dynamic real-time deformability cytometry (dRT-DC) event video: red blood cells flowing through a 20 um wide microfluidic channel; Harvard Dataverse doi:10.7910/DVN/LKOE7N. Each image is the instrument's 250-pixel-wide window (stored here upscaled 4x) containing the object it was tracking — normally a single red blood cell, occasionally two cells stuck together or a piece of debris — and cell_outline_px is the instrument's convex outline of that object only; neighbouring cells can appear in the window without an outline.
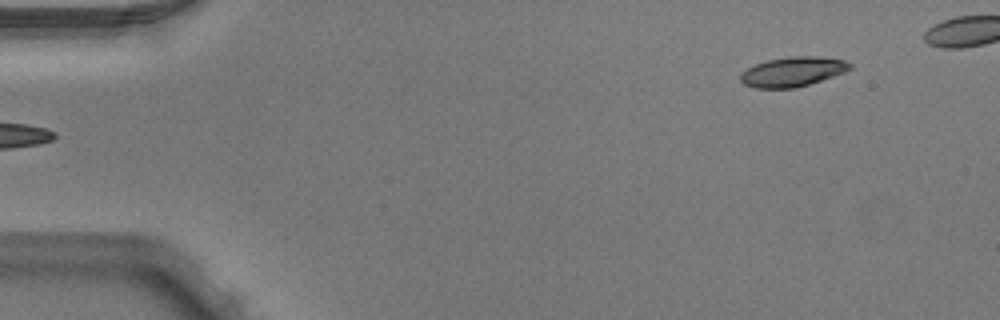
{"species": "Egyptian fruit bat (a non-hibernating species)", "species_latin": "Rousettus aegyptiacus", "temperature_condition": "warm", "stored_images_in_passage": 5, "segment_of_instrument_passage": [2, 2], "camera_frame_rate_fps": 3000, "um_per_image_px": 0.085, "animal": {"sex": "male"}, "frame": {"image": 1, "passage_image": 5, "time_ms": 1.333, "image_size_px": [1000, 320], "cell_outline_px": [[852, 68], [844, 72], [796, 88], [756, 88], [744, 84], [740, 80], [740, 72], [756, 64], [768, 60], [788, 56], [816, 56], [844, 60], [852, 64]], "centroid_in_image_um": [67.36, 6.09], "position_along_channel_um": 17.6, "area_um2": 18.79}}